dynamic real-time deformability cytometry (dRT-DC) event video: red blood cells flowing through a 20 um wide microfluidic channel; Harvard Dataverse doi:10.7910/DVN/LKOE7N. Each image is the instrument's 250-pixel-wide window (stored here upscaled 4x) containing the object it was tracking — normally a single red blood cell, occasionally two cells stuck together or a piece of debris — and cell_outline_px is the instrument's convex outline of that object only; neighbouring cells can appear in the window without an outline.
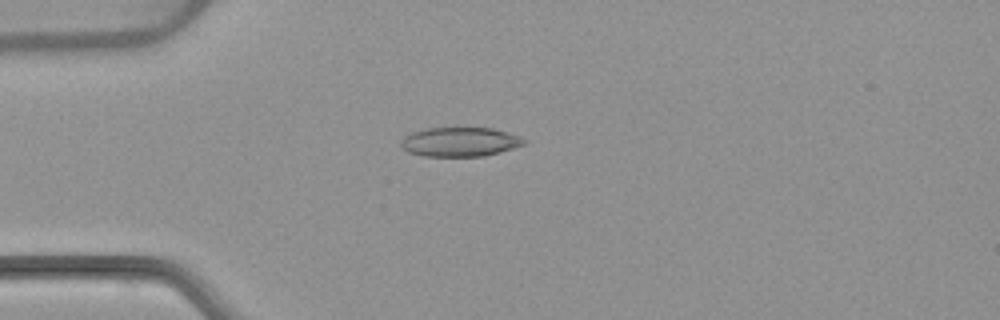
{"species": "common noctule bat (a hibernating species)", "species_latin": "Nyctalus noctula", "temperature_condition": "warm", "stored_images_in_passage": 5, "camera_frame_rate_fps": 3000, "um_per_image_px": 0.085, "animal": {"sex": "female", "body_mass_g": 22.7, "forearm_length_mm": 54.2}, "frame": {"image": 1, "passage_image": 4, "time_ms": 3.667, "image_size_px": [1000, 320], "cell_outline_px": [[528, 140], [524, 144], [500, 152], [484, 156], [424, 156], [408, 152], [400, 148], [400, 140], [404, 136], [412, 132], [424, 128], [492, 128], [508, 132], [520, 136]], "centroid_in_image_um": [39.07, 12.06], "position_along_channel_um": 45.9, "area_um2": 21.15}}